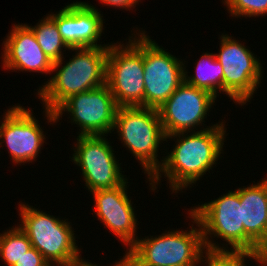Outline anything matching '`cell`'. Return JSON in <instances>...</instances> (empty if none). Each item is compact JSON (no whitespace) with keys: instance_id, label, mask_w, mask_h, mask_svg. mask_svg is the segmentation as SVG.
Returning <instances> with one entry per match:
<instances>
[{"instance_id":"cell-1","label":"cell","mask_w":267,"mask_h":266,"mask_svg":"<svg viewBox=\"0 0 267 266\" xmlns=\"http://www.w3.org/2000/svg\"><path fill=\"white\" fill-rule=\"evenodd\" d=\"M226 130L225 122L222 120L205 130L179 132L166 136V142L173 139L175 145L164 157L163 164L156 174L147 179L148 185H151L149 190L156 191L162 175L167 178L169 188L175 194L186 190L188 186L192 188L194 184L196 185L197 181L201 180L207 171L210 173L221 159L224 140L228 135Z\"/></svg>"},{"instance_id":"cell-2","label":"cell","mask_w":267,"mask_h":266,"mask_svg":"<svg viewBox=\"0 0 267 266\" xmlns=\"http://www.w3.org/2000/svg\"><path fill=\"white\" fill-rule=\"evenodd\" d=\"M108 48H70L75 51L72 58L53 62L55 74L37 91L43 109L55 111L70 96L105 85Z\"/></svg>"},{"instance_id":"cell-3","label":"cell","mask_w":267,"mask_h":266,"mask_svg":"<svg viewBox=\"0 0 267 266\" xmlns=\"http://www.w3.org/2000/svg\"><path fill=\"white\" fill-rule=\"evenodd\" d=\"M192 224L188 230L165 231L158 236L137 239L124 253L128 266H200L205 248L202 229L188 210ZM198 227V228H197Z\"/></svg>"},{"instance_id":"cell-4","label":"cell","mask_w":267,"mask_h":266,"mask_svg":"<svg viewBox=\"0 0 267 266\" xmlns=\"http://www.w3.org/2000/svg\"><path fill=\"white\" fill-rule=\"evenodd\" d=\"M18 205L21 218L18 226L51 266H72L84 260L68 219L54 217L25 202Z\"/></svg>"},{"instance_id":"cell-5","label":"cell","mask_w":267,"mask_h":266,"mask_svg":"<svg viewBox=\"0 0 267 266\" xmlns=\"http://www.w3.org/2000/svg\"><path fill=\"white\" fill-rule=\"evenodd\" d=\"M117 132L123 147L140 163L144 174L151 179L163 164L158 150L166 141L157 109L143 106H121L117 108L113 131ZM125 145V146H124Z\"/></svg>"},{"instance_id":"cell-6","label":"cell","mask_w":267,"mask_h":266,"mask_svg":"<svg viewBox=\"0 0 267 266\" xmlns=\"http://www.w3.org/2000/svg\"><path fill=\"white\" fill-rule=\"evenodd\" d=\"M136 29L127 43L108 48L106 84L118 107H144L143 30Z\"/></svg>"},{"instance_id":"cell-7","label":"cell","mask_w":267,"mask_h":266,"mask_svg":"<svg viewBox=\"0 0 267 266\" xmlns=\"http://www.w3.org/2000/svg\"><path fill=\"white\" fill-rule=\"evenodd\" d=\"M189 211L200 224L207 252L244 253L240 188L235 191L229 190L228 193L217 199L191 207ZM214 237L221 238L224 243L226 242L227 248L224 243H221L222 246L218 242L215 243Z\"/></svg>"},{"instance_id":"cell-8","label":"cell","mask_w":267,"mask_h":266,"mask_svg":"<svg viewBox=\"0 0 267 266\" xmlns=\"http://www.w3.org/2000/svg\"><path fill=\"white\" fill-rule=\"evenodd\" d=\"M117 104L107 84L70 96L55 111L45 109L47 123L59 122L68 113L71 123L80 127L78 136L105 135L113 132ZM71 116V117H70Z\"/></svg>"},{"instance_id":"cell-9","label":"cell","mask_w":267,"mask_h":266,"mask_svg":"<svg viewBox=\"0 0 267 266\" xmlns=\"http://www.w3.org/2000/svg\"><path fill=\"white\" fill-rule=\"evenodd\" d=\"M219 37L220 50L215 56L223 67V93L236 105L244 106L257 94L263 66L245 43L224 33Z\"/></svg>"},{"instance_id":"cell-10","label":"cell","mask_w":267,"mask_h":266,"mask_svg":"<svg viewBox=\"0 0 267 266\" xmlns=\"http://www.w3.org/2000/svg\"><path fill=\"white\" fill-rule=\"evenodd\" d=\"M76 140L70 161L80 168L88 191L115 188L127 179L105 135L77 136Z\"/></svg>"},{"instance_id":"cell-11","label":"cell","mask_w":267,"mask_h":266,"mask_svg":"<svg viewBox=\"0 0 267 266\" xmlns=\"http://www.w3.org/2000/svg\"><path fill=\"white\" fill-rule=\"evenodd\" d=\"M143 30L144 107L158 109L184 82L185 60L159 46Z\"/></svg>"},{"instance_id":"cell-12","label":"cell","mask_w":267,"mask_h":266,"mask_svg":"<svg viewBox=\"0 0 267 266\" xmlns=\"http://www.w3.org/2000/svg\"><path fill=\"white\" fill-rule=\"evenodd\" d=\"M216 100L210 92L184 81L157 109L165 135L210 128V125L205 126L204 119L209 116ZM197 127L201 129L198 130Z\"/></svg>"},{"instance_id":"cell-13","label":"cell","mask_w":267,"mask_h":266,"mask_svg":"<svg viewBox=\"0 0 267 266\" xmlns=\"http://www.w3.org/2000/svg\"><path fill=\"white\" fill-rule=\"evenodd\" d=\"M5 111L3 120H0V147L6 144L13 164L36 162L47 136L33 110L15 104Z\"/></svg>"},{"instance_id":"cell-14","label":"cell","mask_w":267,"mask_h":266,"mask_svg":"<svg viewBox=\"0 0 267 266\" xmlns=\"http://www.w3.org/2000/svg\"><path fill=\"white\" fill-rule=\"evenodd\" d=\"M128 178L118 187L90 192L94 196V213L98 220L109 229L127 250L136 242L137 215L132 197H128ZM128 185V186H127Z\"/></svg>"},{"instance_id":"cell-15","label":"cell","mask_w":267,"mask_h":266,"mask_svg":"<svg viewBox=\"0 0 267 266\" xmlns=\"http://www.w3.org/2000/svg\"><path fill=\"white\" fill-rule=\"evenodd\" d=\"M11 27L13 28L1 45L2 68L15 72L53 74V62L42 51L33 31L26 23H15Z\"/></svg>"},{"instance_id":"cell-16","label":"cell","mask_w":267,"mask_h":266,"mask_svg":"<svg viewBox=\"0 0 267 266\" xmlns=\"http://www.w3.org/2000/svg\"><path fill=\"white\" fill-rule=\"evenodd\" d=\"M240 205L244 225V253L255 254L267 237V176L261 182L240 187Z\"/></svg>"},{"instance_id":"cell-17","label":"cell","mask_w":267,"mask_h":266,"mask_svg":"<svg viewBox=\"0 0 267 266\" xmlns=\"http://www.w3.org/2000/svg\"><path fill=\"white\" fill-rule=\"evenodd\" d=\"M88 2H75L76 48L109 47L110 44H98L104 34L103 14ZM104 21V22H103Z\"/></svg>"},{"instance_id":"cell-18","label":"cell","mask_w":267,"mask_h":266,"mask_svg":"<svg viewBox=\"0 0 267 266\" xmlns=\"http://www.w3.org/2000/svg\"><path fill=\"white\" fill-rule=\"evenodd\" d=\"M195 73L188 76L184 67V81L194 87L206 90L216 98L223 92V67L217 61L215 53L204 52L197 61ZM220 92V93H219Z\"/></svg>"},{"instance_id":"cell-19","label":"cell","mask_w":267,"mask_h":266,"mask_svg":"<svg viewBox=\"0 0 267 266\" xmlns=\"http://www.w3.org/2000/svg\"><path fill=\"white\" fill-rule=\"evenodd\" d=\"M44 17L34 26L26 25L33 31L42 51L52 62H55L60 60L65 54L63 52L69 51L70 48L61 38L55 20L49 14Z\"/></svg>"},{"instance_id":"cell-20","label":"cell","mask_w":267,"mask_h":266,"mask_svg":"<svg viewBox=\"0 0 267 266\" xmlns=\"http://www.w3.org/2000/svg\"><path fill=\"white\" fill-rule=\"evenodd\" d=\"M9 228L0 233V258L5 265L14 266L32 245L18 225Z\"/></svg>"},{"instance_id":"cell-21","label":"cell","mask_w":267,"mask_h":266,"mask_svg":"<svg viewBox=\"0 0 267 266\" xmlns=\"http://www.w3.org/2000/svg\"><path fill=\"white\" fill-rule=\"evenodd\" d=\"M56 22L61 38L69 48H76L75 2L66 5L59 12L49 14Z\"/></svg>"},{"instance_id":"cell-22","label":"cell","mask_w":267,"mask_h":266,"mask_svg":"<svg viewBox=\"0 0 267 266\" xmlns=\"http://www.w3.org/2000/svg\"><path fill=\"white\" fill-rule=\"evenodd\" d=\"M228 13L235 18L267 15V0H222Z\"/></svg>"},{"instance_id":"cell-23","label":"cell","mask_w":267,"mask_h":266,"mask_svg":"<svg viewBox=\"0 0 267 266\" xmlns=\"http://www.w3.org/2000/svg\"><path fill=\"white\" fill-rule=\"evenodd\" d=\"M253 259L256 262L255 254L252 253H231V252H207L202 259L204 266H247L245 261ZM205 262V263H204Z\"/></svg>"},{"instance_id":"cell-24","label":"cell","mask_w":267,"mask_h":266,"mask_svg":"<svg viewBox=\"0 0 267 266\" xmlns=\"http://www.w3.org/2000/svg\"><path fill=\"white\" fill-rule=\"evenodd\" d=\"M14 266H51L33 246L14 264Z\"/></svg>"},{"instance_id":"cell-25","label":"cell","mask_w":267,"mask_h":266,"mask_svg":"<svg viewBox=\"0 0 267 266\" xmlns=\"http://www.w3.org/2000/svg\"><path fill=\"white\" fill-rule=\"evenodd\" d=\"M100 4H104V6H113L116 8L119 7L120 9H125L126 11L132 10V8L137 7L136 5L139 4L137 0H99Z\"/></svg>"},{"instance_id":"cell-26","label":"cell","mask_w":267,"mask_h":266,"mask_svg":"<svg viewBox=\"0 0 267 266\" xmlns=\"http://www.w3.org/2000/svg\"><path fill=\"white\" fill-rule=\"evenodd\" d=\"M255 257L259 266H267V237L258 245Z\"/></svg>"},{"instance_id":"cell-27","label":"cell","mask_w":267,"mask_h":266,"mask_svg":"<svg viewBox=\"0 0 267 266\" xmlns=\"http://www.w3.org/2000/svg\"><path fill=\"white\" fill-rule=\"evenodd\" d=\"M113 264H114V265H112V263H111L110 266H120V259H119V261L113 262ZM72 266H98V264H96V263L94 264V263H92L91 261L88 262V261L85 259V260H83V261H81V262H79V263H77V264L72 265Z\"/></svg>"},{"instance_id":"cell-28","label":"cell","mask_w":267,"mask_h":266,"mask_svg":"<svg viewBox=\"0 0 267 266\" xmlns=\"http://www.w3.org/2000/svg\"><path fill=\"white\" fill-rule=\"evenodd\" d=\"M120 266H128L124 256L120 259Z\"/></svg>"}]
</instances>
